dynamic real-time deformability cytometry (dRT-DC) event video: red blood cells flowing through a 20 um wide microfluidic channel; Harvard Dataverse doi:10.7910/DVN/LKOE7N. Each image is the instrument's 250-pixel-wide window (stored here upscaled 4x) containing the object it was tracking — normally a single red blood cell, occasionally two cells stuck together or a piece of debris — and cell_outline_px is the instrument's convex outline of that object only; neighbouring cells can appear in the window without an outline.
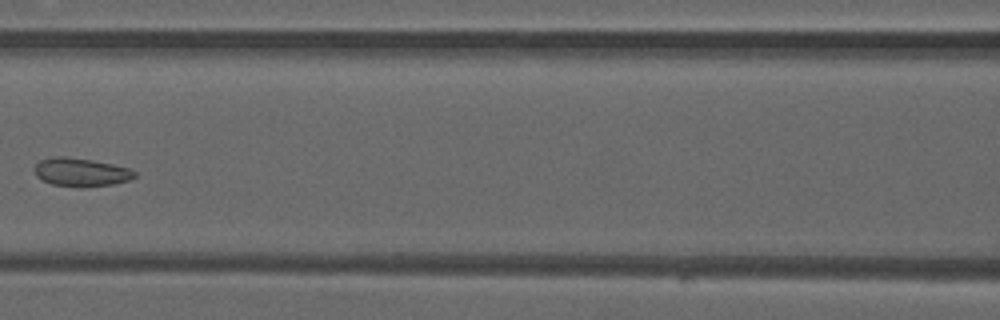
{"species": "common noctule bat (a hibernating species)", "species_latin": "Nyctalus noctula", "temperature_condition": "warm", "stored_images_in_passage": 6, "camera_frame_rate_fps": 3000, "um_per_image_px": 0.085, "animal": {"sex": "male", "forearm_length_mm": 52.5}, "frame": {"image": 1, "passage_image": 5, "time_ms": 1.333, "image_size_px": [1000, 320], "cell_outline_px": [[136, 176], [128, 180], [112, 184], [80, 188], [52, 184], [36, 176], [32, 168], [40, 160], [52, 156], [64, 156], [92, 160], [112, 164], [128, 168], [136, 172]], "centroid_in_image_um": [6.84, 14.63], "position_along_channel_um": 159.8, "area_um2": 16.65}}
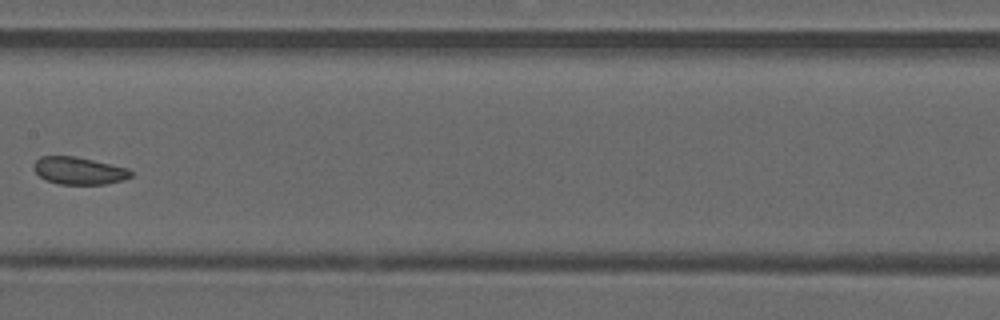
{"frame": {"image": 2, "passage_image": 6, "time_ms": 1.667, "image_size_px": [1000, 320], "cell_outline_px": [[132, 176], [124, 180], [104, 184], [60, 184], [48, 180], [40, 176], [32, 168], [36, 160], [40, 156], [76, 156], [128, 168], [132, 172]], "centroid_in_image_um": [6.72, 14.5], "position_along_channel_um": 200.7, "area_um2": 15.43}}